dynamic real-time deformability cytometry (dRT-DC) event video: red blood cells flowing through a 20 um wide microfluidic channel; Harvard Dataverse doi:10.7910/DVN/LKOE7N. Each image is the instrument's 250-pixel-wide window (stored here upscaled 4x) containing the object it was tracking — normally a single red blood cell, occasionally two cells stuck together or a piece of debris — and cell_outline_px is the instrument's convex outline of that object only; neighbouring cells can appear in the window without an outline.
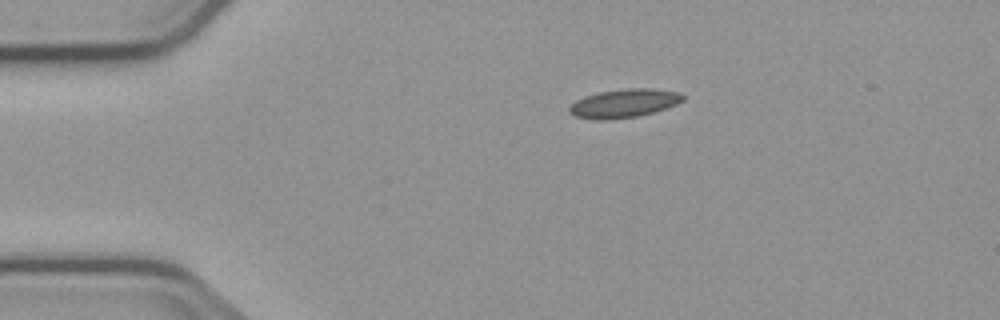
{"species": "common noctule bat (a hibernating species)", "species_latin": "Nyctalus noctula", "temperature_condition": "cold", "stored_images_in_passage": 5, "camera_frame_rate_fps": 3000, "um_per_image_px": 0.085, "animal": {"sex": "male", "body_mass_g": 23.1, "forearm_length_mm": 52.7}, "frame": {"image": 1, "passage_image": 1, "time_ms": 0.0, "image_size_px": [1000, 320], "cell_outline_px": [[684, 100], [676, 104], [652, 112], [636, 116], [608, 120], [596, 120], [576, 116], [568, 112], [568, 108], [576, 100], [584, 96], [600, 92], [628, 88], [652, 88], [680, 92], [684, 96]], "centroid_in_image_um": [53.03, 8.77], "position_along_channel_um": 32.0, "area_um2": 18.79}}
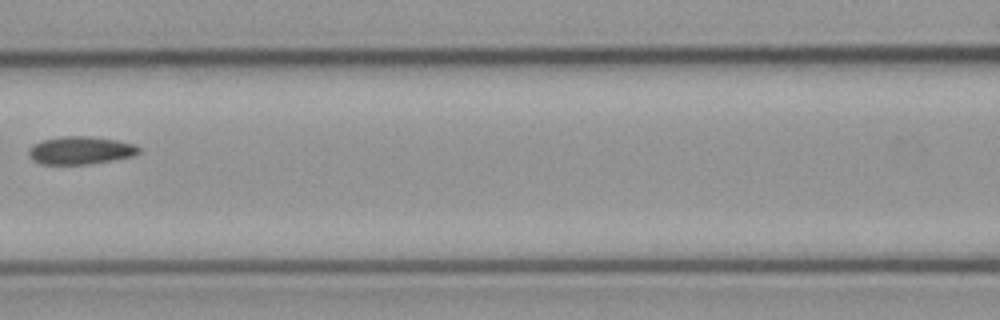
{"frame": {"image": 2, "passage_image": 4, "time_ms": 4.667, "image_size_px": [1000, 320], "cell_outline_px": [[140, 152], [132, 156], [112, 160], [88, 164], [40, 164], [32, 160], [28, 152], [36, 144], [44, 140], [64, 136], [92, 136], [116, 140], [132, 144], [140, 148]], "centroid_in_image_um": [6.86, 12.79], "position_along_channel_um": 159.7, "area_um2": 17.57}}
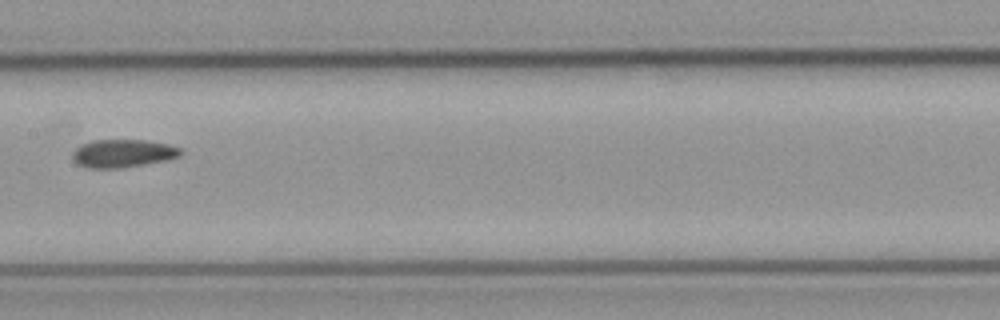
{"frame": {"image": 3, "passage_image": 5, "time_ms": 5.667, "image_size_px": [1000, 320], "cell_outline_px": [[184, 152], [180, 156], [168, 160], [120, 168], [88, 168], [76, 164], [72, 160], [72, 152], [76, 148], [92, 140], [148, 140], [168, 144], [180, 148]], "centroid_in_image_um": [10.45, 13.04], "position_along_channel_um": 196.9, "area_um2": 17.8}}